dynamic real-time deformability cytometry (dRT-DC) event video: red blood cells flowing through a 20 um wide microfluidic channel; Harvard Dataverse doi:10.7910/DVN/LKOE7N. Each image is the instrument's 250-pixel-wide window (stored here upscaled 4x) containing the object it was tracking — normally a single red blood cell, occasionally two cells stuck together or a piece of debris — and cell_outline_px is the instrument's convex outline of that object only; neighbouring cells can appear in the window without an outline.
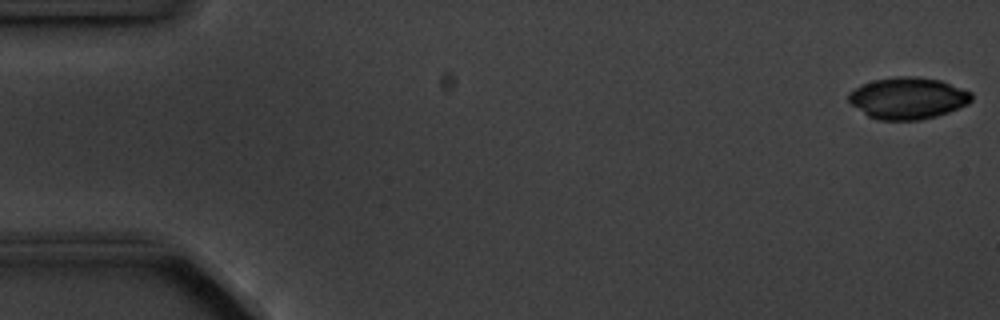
{"species": "common noctule bat (a hibernating species)", "species_latin": "Nyctalus noctula", "temperature_condition": "cold", "stored_images_in_passage": 5, "camera_frame_rate_fps": 3000, "um_per_image_px": 0.085, "animal": {"sex": "male", "body_mass_g": 20.1, "forearm_length_mm": 53.5}, "frame": {"image": 1, "passage_image": 1, "time_ms": 0.0, "image_size_px": [1000, 320], "cell_outline_px": [[972, 100], [968, 104], [948, 112], [936, 116], [920, 120], [880, 120], [868, 116], [852, 104], [848, 100], [848, 92], [864, 84], [876, 80], [896, 76], [916, 76], [940, 80], [972, 92]], "centroid_in_image_um": [77.19, 8.34], "position_along_channel_um": 7.8, "area_um2": 29.71}}